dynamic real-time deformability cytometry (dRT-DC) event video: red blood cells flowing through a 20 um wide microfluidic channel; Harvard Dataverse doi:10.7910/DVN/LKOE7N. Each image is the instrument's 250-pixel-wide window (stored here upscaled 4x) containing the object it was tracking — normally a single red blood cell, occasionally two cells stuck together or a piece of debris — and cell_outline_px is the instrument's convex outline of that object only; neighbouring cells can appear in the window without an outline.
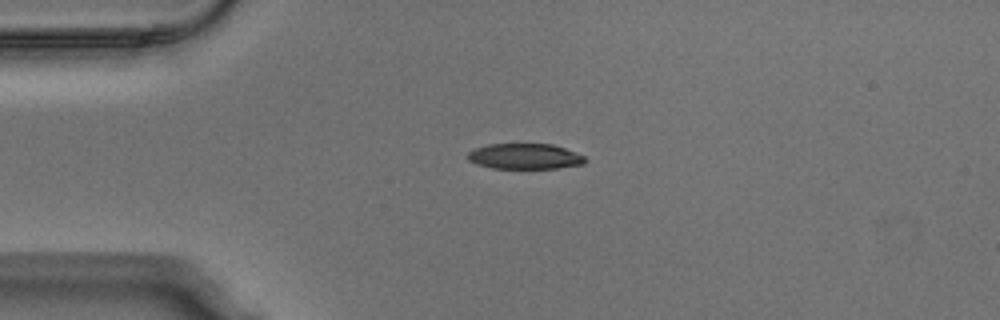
{"species": "Egyptian fruit bat (a non-hibernating species)", "species_latin": "Rousettus aegyptiacus", "temperature_condition": "warm", "stored_images_in_passage": 4, "camera_frame_rate_fps": 3000, "um_per_image_px": 0.085, "animal": {"sex": "male"}, "frame": {"image": 1, "passage_image": 1, "time_ms": 0.0, "image_size_px": [1000, 320], "cell_outline_px": [[588, 160], [584, 164], [556, 168], [492, 168], [476, 164], [468, 160], [468, 152], [476, 148], [488, 144], [552, 144], [564, 148], [584, 156]], "centroid_in_image_um": [44.61, 13.29], "position_along_channel_um": 40.4, "area_um2": 17.4}}
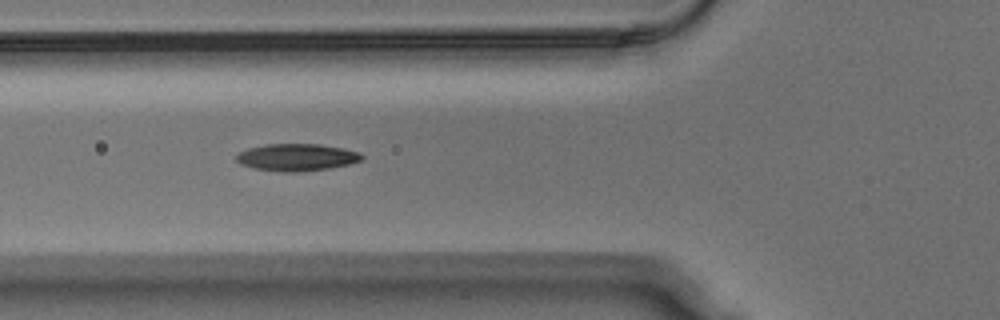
{"frame": {"image": 2, "passage_image": 3, "time_ms": 0.667, "image_size_px": [1000, 320], "cell_outline_px": [[364, 156], [360, 160], [348, 164], [328, 168], [300, 172], [284, 172], [252, 168], [240, 164], [236, 160], [236, 156], [240, 152], [248, 148], [264, 144], [320, 144], [344, 148], [360, 152]], "centroid_in_image_um": [25.21, 13.36], "position_along_channel_um": 100.6, "area_um2": 19.88}}
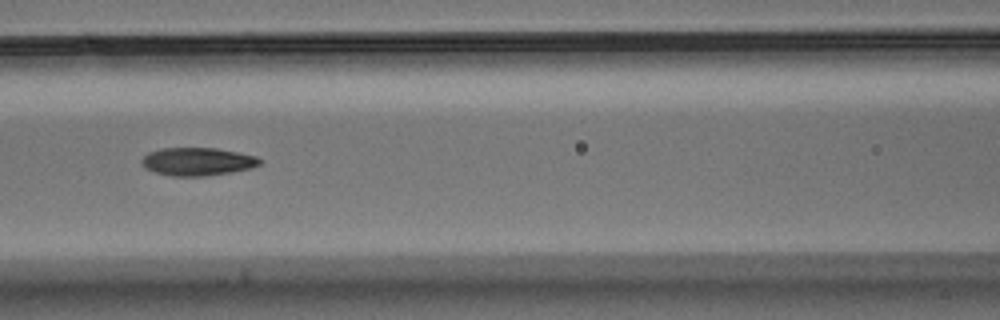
{"frame": {"image": 3, "passage_image": 4, "time_ms": 1.0, "image_size_px": [1000, 320], "cell_outline_px": [[260, 164], [252, 168], [232, 172], [204, 176], [172, 176], [156, 172], [144, 168], [140, 160], [148, 152], [160, 148], [216, 148], [256, 156], [260, 160]], "centroid_in_image_um": [16.76, 13.73], "position_along_channel_um": 149.8, "area_um2": 19.25}}